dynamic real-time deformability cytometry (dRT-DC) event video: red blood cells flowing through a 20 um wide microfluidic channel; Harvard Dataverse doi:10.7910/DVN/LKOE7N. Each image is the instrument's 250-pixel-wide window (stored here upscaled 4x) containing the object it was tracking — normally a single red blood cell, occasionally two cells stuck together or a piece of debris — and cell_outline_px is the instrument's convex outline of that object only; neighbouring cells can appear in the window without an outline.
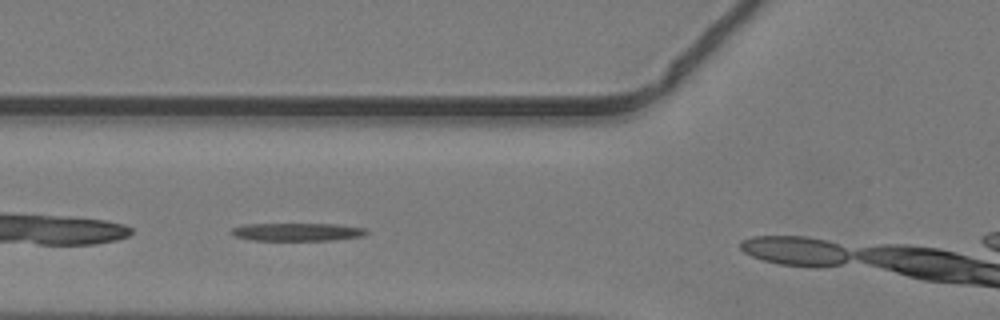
{"species": "common noctule bat (a hibernating species)", "species_latin": "Nyctalus noctula", "temperature_condition": "warm", "stored_images_in_passage": 21, "camera_frame_rate_fps": 3000, "um_per_image_px": 0.085, "animal": {"sex": "male", "body_mass_g": 19.2, "forearm_length_mm": 51.8}, "frame": {"image": 1, "passage_image": 12, "time_ms": 3.667, "image_size_px": [1000, 320], "cell_outline_px": [[368, 232], [364, 236], [332, 240], [252, 240], [236, 236], [232, 232], [232, 228], [244, 224], [336, 224], [364, 228]], "centroid_in_image_um": [25.29, 19.71], "position_along_channel_um": 100.5, "area_um2": 13.93}}